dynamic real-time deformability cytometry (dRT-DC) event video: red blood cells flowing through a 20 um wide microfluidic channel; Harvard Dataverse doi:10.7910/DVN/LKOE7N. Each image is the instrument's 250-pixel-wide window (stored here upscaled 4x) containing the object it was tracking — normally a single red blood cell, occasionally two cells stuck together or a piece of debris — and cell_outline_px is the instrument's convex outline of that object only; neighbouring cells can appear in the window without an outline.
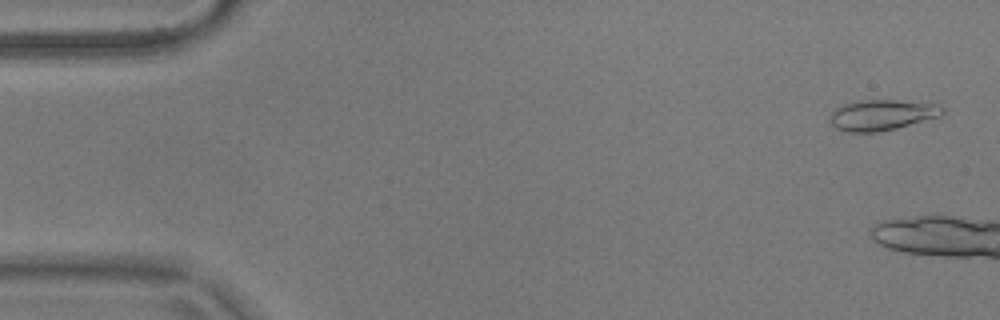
{"species": "common noctule bat (a hibernating species)", "species_latin": "Nyctalus noctula", "temperature_condition": "warm", "stored_images_in_passage": 11, "camera_frame_rate_fps": 3000, "um_per_image_px": 0.085, "animal": {"sex": "male", "body_mass_g": 17.9}, "frame": {"image": 1, "passage_image": 2, "time_ms": 0.333, "image_size_px": [1000, 320], "cell_outline_px": [[944, 112], [940, 116], [896, 128], [880, 132], [844, 132], [836, 128], [828, 120], [828, 116], [836, 108], [844, 104], [864, 100], [896, 100], [940, 104], [944, 108]], "centroid_in_image_um": [74.95, 9.78], "position_along_channel_um": 10.1, "area_um2": 20.17}}